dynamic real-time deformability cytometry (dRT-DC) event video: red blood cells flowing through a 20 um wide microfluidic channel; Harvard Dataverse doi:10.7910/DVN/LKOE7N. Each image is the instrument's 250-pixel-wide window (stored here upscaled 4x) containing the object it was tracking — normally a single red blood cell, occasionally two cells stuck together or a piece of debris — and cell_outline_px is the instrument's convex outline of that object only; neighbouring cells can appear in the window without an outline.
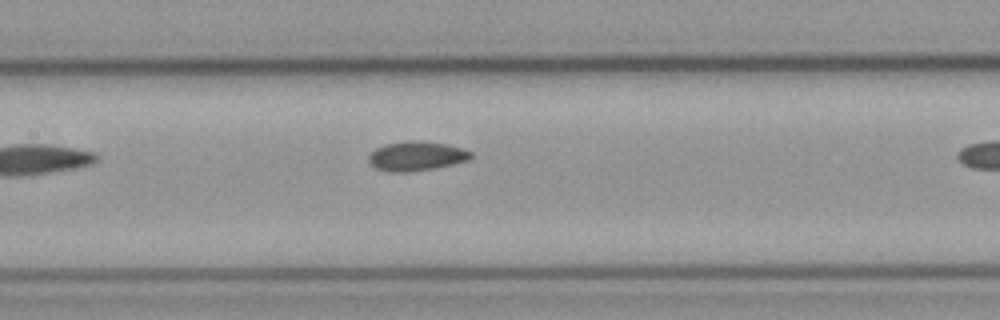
{"species": "common noctule bat (a hibernating species)", "species_latin": "Nyctalus noctula", "temperature_condition": "cold", "stored_images_in_passage": 6, "camera_frame_rate_fps": 3000, "um_per_image_px": 0.085, "animal": {"sex": "male", "body_mass_g": 23.1, "forearm_length_mm": 52.7}, "frame": {"image": 1, "passage_image": 5, "time_ms": 1.333, "image_size_px": [1000, 320], "cell_outline_px": [[472, 156], [468, 160], [436, 168], [412, 172], [388, 172], [376, 168], [368, 160], [368, 156], [376, 148], [384, 144], [408, 140], [412, 140], [448, 144], [464, 148], [472, 152]], "centroid_in_image_um": [35.4, 13.26], "position_along_channel_um": 172.0, "area_um2": 17.63}}